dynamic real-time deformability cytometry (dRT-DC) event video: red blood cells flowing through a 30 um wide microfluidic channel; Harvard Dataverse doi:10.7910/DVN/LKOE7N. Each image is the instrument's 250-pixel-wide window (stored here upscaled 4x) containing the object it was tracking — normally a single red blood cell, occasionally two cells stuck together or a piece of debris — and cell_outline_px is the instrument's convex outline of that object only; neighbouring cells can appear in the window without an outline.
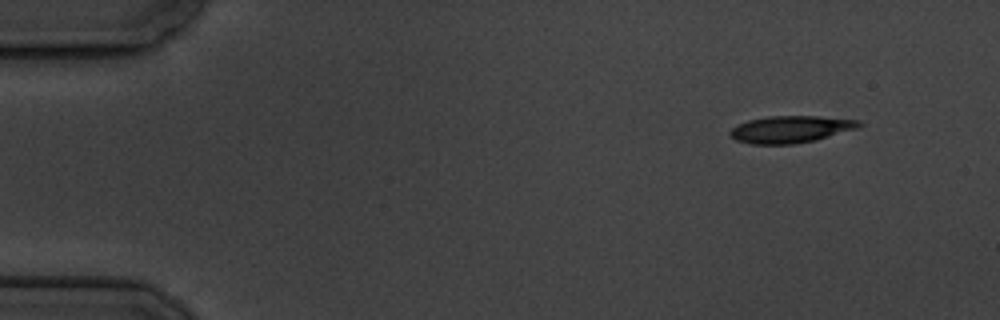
{"species": "common noctule bat (a hibernating species)", "species_latin": "Nyctalus noctula", "temperature_condition": "cold", "stored_images_in_passage": 10, "camera_frame_rate_fps": 3000, "um_per_image_px": 0.085, "animal": {"sex": "male", "body_mass_g": 19.5, "forearm_length_mm": 54.6}, "frame": {"image": 1, "passage_image": 1, "time_ms": 0.0, "image_size_px": [1000, 320], "cell_outline_px": [[864, 124], [856, 128], [816, 140], [792, 144], [752, 144], [736, 140], [728, 132], [732, 128], [748, 120], [768, 116], [820, 116], [860, 120]], "centroid_in_image_um": [67.22, 10.98], "position_along_channel_um": 17.8, "area_um2": 20.17}}
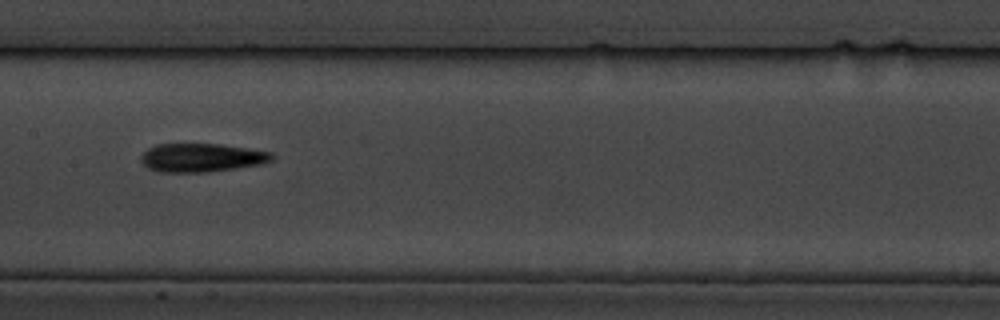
{"frame": {"image": 2, "passage_image": 8, "time_ms": 8.0, "image_size_px": [1000, 320], "cell_outline_px": [[276, 156], [272, 160], [260, 164], [236, 168], [208, 172], [156, 172], [148, 168], [140, 160], [140, 156], [148, 148], [156, 144], [220, 144], [248, 148], [272, 152]], "centroid_in_image_um": [17.13, 13.4], "position_along_channel_um": 190.3, "area_um2": 21.91}}
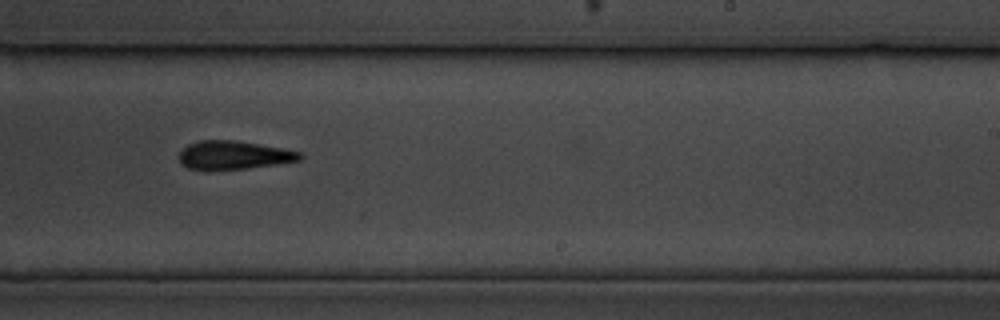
{"frame": {"image": 3, "passage_image": 10, "time_ms": 10.333, "image_size_px": [1000, 320], "cell_outline_px": [[304, 156], [300, 160], [248, 168], [208, 172], [204, 172], [188, 168], [180, 164], [180, 152], [188, 144], [200, 140], [236, 140], [284, 148], [304, 152]], "centroid_in_image_um": [19.85, 13.21], "position_along_channel_um": 269.1, "area_um2": 20.63}}